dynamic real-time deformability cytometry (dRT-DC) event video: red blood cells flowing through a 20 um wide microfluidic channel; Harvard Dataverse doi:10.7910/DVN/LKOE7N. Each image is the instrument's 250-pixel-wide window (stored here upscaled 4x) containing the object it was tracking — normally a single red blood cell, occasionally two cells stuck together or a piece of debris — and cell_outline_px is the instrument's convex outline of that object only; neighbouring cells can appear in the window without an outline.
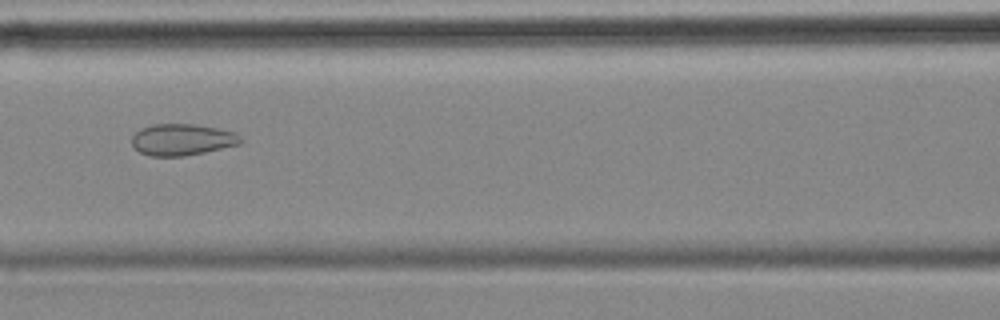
{"species": "common noctule bat (a hibernating species)", "species_latin": "Nyctalus noctula", "temperature_condition": "cold", "stored_images_in_passage": 13, "camera_frame_rate_fps": 3000, "um_per_image_px": 0.085, "animal": {"sex": "female", "body_mass_g": 18.4}, "frame": {"image": 1, "passage_image": 6, "time_ms": 7.333, "image_size_px": [1000, 320], "cell_outline_px": [[244, 140], [240, 144], [204, 152], [184, 156], [148, 156], [140, 152], [132, 144], [132, 136], [140, 128], [152, 124], [192, 124], [216, 128], [236, 132]], "centroid_in_image_um": [15.48, 11.86], "position_along_channel_um": 151.1, "area_um2": 20.0}}
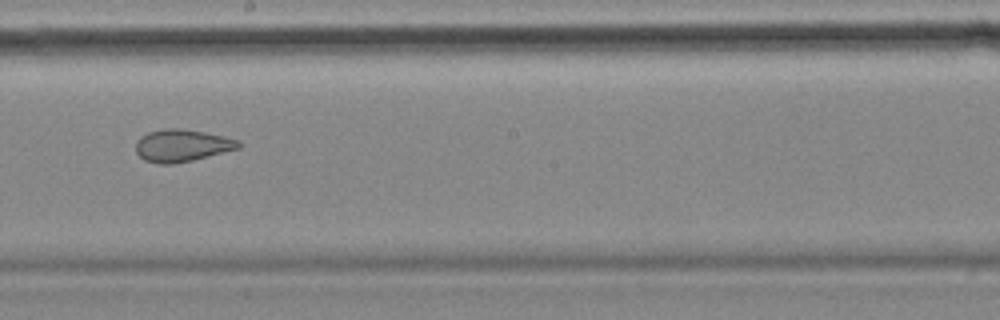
{"frame": {"image": 2, "passage_image": 8, "time_ms": 9.667, "image_size_px": [1000, 320], "cell_outline_px": [[244, 144], [240, 148], [192, 160], [172, 164], [160, 164], [144, 160], [136, 152], [136, 140], [140, 136], [148, 132], [164, 128], [180, 128], [204, 132], [224, 136], [240, 140]], "centroid_in_image_um": [15.48, 12.36], "position_along_channel_um": 232.7, "area_um2": 19.48}}